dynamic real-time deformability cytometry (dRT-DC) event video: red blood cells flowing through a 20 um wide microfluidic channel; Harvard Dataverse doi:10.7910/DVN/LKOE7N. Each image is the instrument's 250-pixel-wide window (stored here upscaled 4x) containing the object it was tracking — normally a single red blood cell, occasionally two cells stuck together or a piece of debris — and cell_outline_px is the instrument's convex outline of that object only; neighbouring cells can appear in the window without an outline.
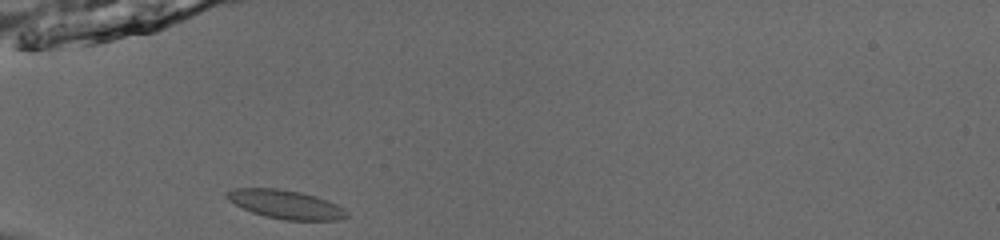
{"species": "common noctule bat (a hibernating species)", "species_latin": "Nyctalus noctula", "temperature_condition": "room temperature", "stored_images_in_passage": 36, "camera_frame_rate_fps": 3000, "um_per_image_px": 0.085, "animal": {"sex": "male", "body_mass_g": 13.0, "forearm_length_mm": 53.1}, "frame": {"image": 1, "passage_image": 1, "time_ms": 0.0, "image_size_px": [1000, 240], "cell_outline_px": [[348, 216], [340, 220], [284, 220], [264, 216], [252, 212], [228, 200], [224, 196], [224, 192], [232, 188], [280, 188], [300, 192], [316, 196], [328, 200], [344, 208], [348, 212]], "centroid_in_image_um": [24.28, 17.36], "position_along_channel_um": 60.7, "area_um2": 20.23}}
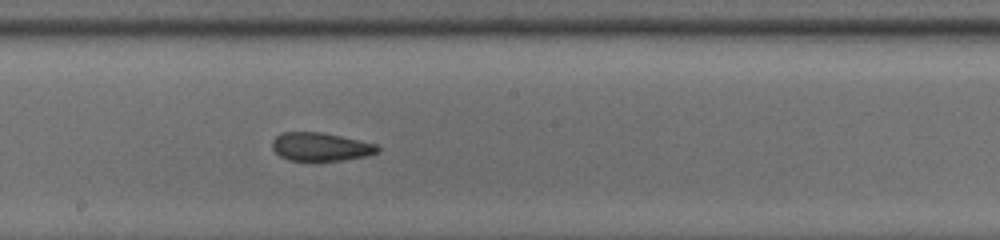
{"frame": {"image": 2, "passage_image": 14, "time_ms": 4.333, "image_size_px": [1000, 240], "cell_outline_px": [[380, 152], [368, 156], [340, 160], [288, 160], [280, 156], [272, 148], [272, 140], [276, 136], [284, 132], [320, 132], [340, 136], [376, 144], [380, 148]], "centroid_in_image_um": [27.26, 12.48], "position_along_channel_um": 220.9, "area_um2": 17.28}}
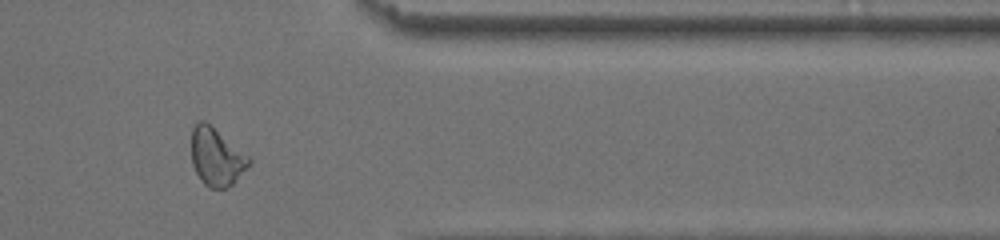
{"frame": {"image": 3, "passage_image": 28, "time_ms": 9.0, "image_size_px": [1000, 240], "cell_outline_px": [[252, 160], [232, 184], [224, 188], [208, 188], [200, 180], [192, 164], [192, 128], [200, 120], [204, 120], [248, 156]], "centroid_in_image_um": [18.36, 13.35], "position_along_channel_um": 393.0, "area_um2": 18.84}, "authors_computed_cell_mechanics": {"area_um2": 18.5538, "velocity_mm_per_s": 3.8705, "shape_relaxation_time_tau1_ms": null, "shape_relaxation_time_tau2_ms": 1.7318, "deformation_change_tau1": null, "deformation_change_tau2": 0.0827}}